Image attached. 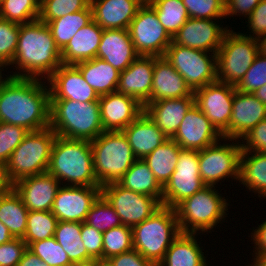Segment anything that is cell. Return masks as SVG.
<instances>
[{
	"mask_svg": "<svg viewBox=\"0 0 266 266\" xmlns=\"http://www.w3.org/2000/svg\"><path fill=\"white\" fill-rule=\"evenodd\" d=\"M205 186L199 172V150L181 149L175 171L162 187V205L175 208Z\"/></svg>",
	"mask_w": 266,
	"mask_h": 266,
	"instance_id": "cell-13",
	"label": "cell"
},
{
	"mask_svg": "<svg viewBox=\"0 0 266 266\" xmlns=\"http://www.w3.org/2000/svg\"><path fill=\"white\" fill-rule=\"evenodd\" d=\"M90 143L93 170L101 187L118 182L137 160L123 131H104Z\"/></svg>",
	"mask_w": 266,
	"mask_h": 266,
	"instance_id": "cell-7",
	"label": "cell"
},
{
	"mask_svg": "<svg viewBox=\"0 0 266 266\" xmlns=\"http://www.w3.org/2000/svg\"><path fill=\"white\" fill-rule=\"evenodd\" d=\"M41 0H0V18L18 24L39 19Z\"/></svg>",
	"mask_w": 266,
	"mask_h": 266,
	"instance_id": "cell-39",
	"label": "cell"
},
{
	"mask_svg": "<svg viewBox=\"0 0 266 266\" xmlns=\"http://www.w3.org/2000/svg\"><path fill=\"white\" fill-rule=\"evenodd\" d=\"M101 196V187L62 185L51 212L58 221L84 222L92 205Z\"/></svg>",
	"mask_w": 266,
	"mask_h": 266,
	"instance_id": "cell-16",
	"label": "cell"
},
{
	"mask_svg": "<svg viewBox=\"0 0 266 266\" xmlns=\"http://www.w3.org/2000/svg\"><path fill=\"white\" fill-rule=\"evenodd\" d=\"M253 94L259 99L264 105H266V84L256 89Z\"/></svg>",
	"mask_w": 266,
	"mask_h": 266,
	"instance_id": "cell-60",
	"label": "cell"
},
{
	"mask_svg": "<svg viewBox=\"0 0 266 266\" xmlns=\"http://www.w3.org/2000/svg\"><path fill=\"white\" fill-rule=\"evenodd\" d=\"M17 266H49L28 248Z\"/></svg>",
	"mask_w": 266,
	"mask_h": 266,
	"instance_id": "cell-56",
	"label": "cell"
},
{
	"mask_svg": "<svg viewBox=\"0 0 266 266\" xmlns=\"http://www.w3.org/2000/svg\"><path fill=\"white\" fill-rule=\"evenodd\" d=\"M56 133L51 127L29 132L10 156L7 174L10 181L47 172Z\"/></svg>",
	"mask_w": 266,
	"mask_h": 266,
	"instance_id": "cell-8",
	"label": "cell"
},
{
	"mask_svg": "<svg viewBox=\"0 0 266 266\" xmlns=\"http://www.w3.org/2000/svg\"><path fill=\"white\" fill-rule=\"evenodd\" d=\"M215 186H205L174 209L182 233H210L228 217L229 202ZM223 219V220H222ZM204 232V233H203Z\"/></svg>",
	"mask_w": 266,
	"mask_h": 266,
	"instance_id": "cell-5",
	"label": "cell"
},
{
	"mask_svg": "<svg viewBox=\"0 0 266 266\" xmlns=\"http://www.w3.org/2000/svg\"><path fill=\"white\" fill-rule=\"evenodd\" d=\"M223 136L205 114L194 104L185 114L173 139L182 149L203 150Z\"/></svg>",
	"mask_w": 266,
	"mask_h": 266,
	"instance_id": "cell-18",
	"label": "cell"
},
{
	"mask_svg": "<svg viewBox=\"0 0 266 266\" xmlns=\"http://www.w3.org/2000/svg\"><path fill=\"white\" fill-rule=\"evenodd\" d=\"M50 127L63 138L94 140L104 132L99 101L50 99Z\"/></svg>",
	"mask_w": 266,
	"mask_h": 266,
	"instance_id": "cell-4",
	"label": "cell"
},
{
	"mask_svg": "<svg viewBox=\"0 0 266 266\" xmlns=\"http://www.w3.org/2000/svg\"><path fill=\"white\" fill-rule=\"evenodd\" d=\"M216 19H198L189 17L185 24L173 36L172 42L184 47L217 53L224 34L229 26L224 27Z\"/></svg>",
	"mask_w": 266,
	"mask_h": 266,
	"instance_id": "cell-17",
	"label": "cell"
},
{
	"mask_svg": "<svg viewBox=\"0 0 266 266\" xmlns=\"http://www.w3.org/2000/svg\"><path fill=\"white\" fill-rule=\"evenodd\" d=\"M194 104V96L161 99L147 103L144 106V112L167 138L171 139L178 130L185 114Z\"/></svg>",
	"mask_w": 266,
	"mask_h": 266,
	"instance_id": "cell-24",
	"label": "cell"
},
{
	"mask_svg": "<svg viewBox=\"0 0 266 266\" xmlns=\"http://www.w3.org/2000/svg\"><path fill=\"white\" fill-rule=\"evenodd\" d=\"M155 56L139 55L120 72L117 92L137 99L142 105L151 102Z\"/></svg>",
	"mask_w": 266,
	"mask_h": 266,
	"instance_id": "cell-22",
	"label": "cell"
},
{
	"mask_svg": "<svg viewBox=\"0 0 266 266\" xmlns=\"http://www.w3.org/2000/svg\"><path fill=\"white\" fill-rule=\"evenodd\" d=\"M224 5L226 4L227 0H220Z\"/></svg>",
	"mask_w": 266,
	"mask_h": 266,
	"instance_id": "cell-65",
	"label": "cell"
},
{
	"mask_svg": "<svg viewBox=\"0 0 266 266\" xmlns=\"http://www.w3.org/2000/svg\"><path fill=\"white\" fill-rule=\"evenodd\" d=\"M258 53L257 39L243 36L231 27L216 53L217 81L236 86Z\"/></svg>",
	"mask_w": 266,
	"mask_h": 266,
	"instance_id": "cell-9",
	"label": "cell"
},
{
	"mask_svg": "<svg viewBox=\"0 0 266 266\" xmlns=\"http://www.w3.org/2000/svg\"><path fill=\"white\" fill-rule=\"evenodd\" d=\"M28 245L22 238H13L0 245V266H17Z\"/></svg>",
	"mask_w": 266,
	"mask_h": 266,
	"instance_id": "cell-51",
	"label": "cell"
},
{
	"mask_svg": "<svg viewBox=\"0 0 266 266\" xmlns=\"http://www.w3.org/2000/svg\"><path fill=\"white\" fill-rule=\"evenodd\" d=\"M7 67V68H6ZM4 68L5 69H8V65L4 62H2L0 60V89L8 82V80L11 79V75H4L6 76V78H4V76L2 75V71H4ZM3 69V70H2ZM3 76V77H2Z\"/></svg>",
	"mask_w": 266,
	"mask_h": 266,
	"instance_id": "cell-59",
	"label": "cell"
},
{
	"mask_svg": "<svg viewBox=\"0 0 266 266\" xmlns=\"http://www.w3.org/2000/svg\"><path fill=\"white\" fill-rule=\"evenodd\" d=\"M236 87L223 82H213L194 91L195 105L212 125L229 139V124Z\"/></svg>",
	"mask_w": 266,
	"mask_h": 266,
	"instance_id": "cell-15",
	"label": "cell"
},
{
	"mask_svg": "<svg viewBox=\"0 0 266 266\" xmlns=\"http://www.w3.org/2000/svg\"><path fill=\"white\" fill-rule=\"evenodd\" d=\"M81 239L87 253L93 259L103 260V232L91 227L85 222H82Z\"/></svg>",
	"mask_w": 266,
	"mask_h": 266,
	"instance_id": "cell-50",
	"label": "cell"
},
{
	"mask_svg": "<svg viewBox=\"0 0 266 266\" xmlns=\"http://www.w3.org/2000/svg\"><path fill=\"white\" fill-rule=\"evenodd\" d=\"M118 183L126 189L155 197L162 204V186L143 159H137Z\"/></svg>",
	"mask_w": 266,
	"mask_h": 266,
	"instance_id": "cell-33",
	"label": "cell"
},
{
	"mask_svg": "<svg viewBox=\"0 0 266 266\" xmlns=\"http://www.w3.org/2000/svg\"><path fill=\"white\" fill-rule=\"evenodd\" d=\"M128 32L139 55L164 56L172 42L155 10L145 1L131 21Z\"/></svg>",
	"mask_w": 266,
	"mask_h": 266,
	"instance_id": "cell-12",
	"label": "cell"
},
{
	"mask_svg": "<svg viewBox=\"0 0 266 266\" xmlns=\"http://www.w3.org/2000/svg\"><path fill=\"white\" fill-rule=\"evenodd\" d=\"M60 186L61 183L46 172L16 181L13 189L29 211H51Z\"/></svg>",
	"mask_w": 266,
	"mask_h": 266,
	"instance_id": "cell-21",
	"label": "cell"
},
{
	"mask_svg": "<svg viewBox=\"0 0 266 266\" xmlns=\"http://www.w3.org/2000/svg\"><path fill=\"white\" fill-rule=\"evenodd\" d=\"M73 266H97V259L86 262L74 263Z\"/></svg>",
	"mask_w": 266,
	"mask_h": 266,
	"instance_id": "cell-62",
	"label": "cell"
},
{
	"mask_svg": "<svg viewBox=\"0 0 266 266\" xmlns=\"http://www.w3.org/2000/svg\"><path fill=\"white\" fill-rule=\"evenodd\" d=\"M92 21L93 12L91 5H89L86 9L67 14L46 24L50 29L56 46L61 51L79 29L85 27Z\"/></svg>",
	"mask_w": 266,
	"mask_h": 266,
	"instance_id": "cell-36",
	"label": "cell"
},
{
	"mask_svg": "<svg viewBox=\"0 0 266 266\" xmlns=\"http://www.w3.org/2000/svg\"><path fill=\"white\" fill-rule=\"evenodd\" d=\"M103 29L93 20L82 27L61 50L62 64L75 65L97 56Z\"/></svg>",
	"mask_w": 266,
	"mask_h": 266,
	"instance_id": "cell-29",
	"label": "cell"
},
{
	"mask_svg": "<svg viewBox=\"0 0 266 266\" xmlns=\"http://www.w3.org/2000/svg\"><path fill=\"white\" fill-rule=\"evenodd\" d=\"M28 249L49 266H73L67 253L54 237L32 242Z\"/></svg>",
	"mask_w": 266,
	"mask_h": 266,
	"instance_id": "cell-43",
	"label": "cell"
},
{
	"mask_svg": "<svg viewBox=\"0 0 266 266\" xmlns=\"http://www.w3.org/2000/svg\"><path fill=\"white\" fill-rule=\"evenodd\" d=\"M164 57L194 92L217 81L216 53L171 44Z\"/></svg>",
	"mask_w": 266,
	"mask_h": 266,
	"instance_id": "cell-10",
	"label": "cell"
},
{
	"mask_svg": "<svg viewBox=\"0 0 266 266\" xmlns=\"http://www.w3.org/2000/svg\"><path fill=\"white\" fill-rule=\"evenodd\" d=\"M14 237L10 233L9 229L0 221V245L9 242Z\"/></svg>",
	"mask_w": 266,
	"mask_h": 266,
	"instance_id": "cell-58",
	"label": "cell"
},
{
	"mask_svg": "<svg viewBox=\"0 0 266 266\" xmlns=\"http://www.w3.org/2000/svg\"><path fill=\"white\" fill-rule=\"evenodd\" d=\"M146 2L155 10L159 22L172 38L189 19L182 0H146Z\"/></svg>",
	"mask_w": 266,
	"mask_h": 266,
	"instance_id": "cell-38",
	"label": "cell"
},
{
	"mask_svg": "<svg viewBox=\"0 0 266 266\" xmlns=\"http://www.w3.org/2000/svg\"><path fill=\"white\" fill-rule=\"evenodd\" d=\"M261 0H227L225 4V17H248Z\"/></svg>",
	"mask_w": 266,
	"mask_h": 266,
	"instance_id": "cell-55",
	"label": "cell"
},
{
	"mask_svg": "<svg viewBox=\"0 0 266 266\" xmlns=\"http://www.w3.org/2000/svg\"><path fill=\"white\" fill-rule=\"evenodd\" d=\"M54 238L73 264L93 260L81 239V222L58 221Z\"/></svg>",
	"mask_w": 266,
	"mask_h": 266,
	"instance_id": "cell-37",
	"label": "cell"
},
{
	"mask_svg": "<svg viewBox=\"0 0 266 266\" xmlns=\"http://www.w3.org/2000/svg\"><path fill=\"white\" fill-rule=\"evenodd\" d=\"M189 17L198 19L225 18V5L220 0H182Z\"/></svg>",
	"mask_w": 266,
	"mask_h": 266,
	"instance_id": "cell-46",
	"label": "cell"
},
{
	"mask_svg": "<svg viewBox=\"0 0 266 266\" xmlns=\"http://www.w3.org/2000/svg\"><path fill=\"white\" fill-rule=\"evenodd\" d=\"M98 101L104 131H123L144 112L137 99L117 91L101 95Z\"/></svg>",
	"mask_w": 266,
	"mask_h": 266,
	"instance_id": "cell-19",
	"label": "cell"
},
{
	"mask_svg": "<svg viewBox=\"0 0 266 266\" xmlns=\"http://www.w3.org/2000/svg\"><path fill=\"white\" fill-rule=\"evenodd\" d=\"M132 249V227L120 225L103 232V260Z\"/></svg>",
	"mask_w": 266,
	"mask_h": 266,
	"instance_id": "cell-41",
	"label": "cell"
},
{
	"mask_svg": "<svg viewBox=\"0 0 266 266\" xmlns=\"http://www.w3.org/2000/svg\"><path fill=\"white\" fill-rule=\"evenodd\" d=\"M46 82L11 77L0 89V122L29 132L50 127V90Z\"/></svg>",
	"mask_w": 266,
	"mask_h": 266,
	"instance_id": "cell-1",
	"label": "cell"
},
{
	"mask_svg": "<svg viewBox=\"0 0 266 266\" xmlns=\"http://www.w3.org/2000/svg\"><path fill=\"white\" fill-rule=\"evenodd\" d=\"M139 54L128 29H105L97 50V58L105 60L119 72L124 71Z\"/></svg>",
	"mask_w": 266,
	"mask_h": 266,
	"instance_id": "cell-26",
	"label": "cell"
},
{
	"mask_svg": "<svg viewBox=\"0 0 266 266\" xmlns=\"http://www.w3.org/2000/svg\"><path fill=\"white\" fill-rule=\"evenodd\" d=\"M13 189V183L8 178L6 164L0 161V195Z\"/></svg>",
	"mask_w": 266,
	"mask_h": 266,
	"instance_id": "cell-57",
	"label": "cell"
},
{
	"mask_svg": "<svg viewBox=\"0 0 266 266\" xmlns=\"http://www.w3.org/2000/svg\"><path fill=\"white\" fill-rule=\"evenodd\" d=\"M240 140L242 152L266 153V119L261 120Z\"/></svg>",
	"mask_w": 266,
	"mask_h": 266,
	"instance_id": "cell-49",
	"label": "cell"
},
{
	"mask_svg": "<svg viewBox=\"0 0 266 266\" xmlns=\"http://www.w3.org/2000/svg\"><path fill=\"white\" fill-rule=\"evenodd\" d=\"M251 241L254 244L255 250H253L252 256L253 263L259 264L264 258H266V220L258 225L257 229L251 232ZM254 242V243H253Z\"/></svg>",
	"mask_w": 266,
	"mask_h": 266,
	"instance_id": "cell-54",
	"label": "cell"
},
{
	"mask_svg": "<svg viewBox=\"0 0 266 266\" xmlns=\"http://www.w3.org/2000/svg\"><path fill=\"white\" fill-rule=\"evenodd\" d=\"M266 84V56L257 54L253 64L242 80L235 86L236 90L244 93H253Z\"/></svg>",
	"mask_w": 266,
	"mask_h": 266,
	"instance_id": "cell-48",
	"label": "cell"
},
{
	"mask_svg": "<svg viewBox=\"0 0 266 266\" xmlns=\"http://www.w3.org/2000/svg\"><path fill=\"white\" fill-rule=\"evenodd\" d=\"M180 233L175 209L162 205L132 227L133 249L157 266Z\"/></svg>",
	"mask_w": 266,
	"mask_h": 266,
	"instance_id": "cell-6",
	"label": "cell"
},
{
	"mask_svg": "<svg viewBox=\"0 0 266 266\" xmlns=\"http://www.w3.org/2000/svg\"><path fill=\"white\" fill-rule=\"evenodd\" d=\"M50 99H69L78 102L98 101L99 95L84 80L75 65L62 64L48 79Z\"/></svg>",
	"mask_w": 266,
	"mask_h": 266,
	"instance_id": "cell-20",
	"label": "cell"
},
{
	"mask_svg": "<svg viewBox=\"0 0 266 266\" xmlns=\"http://www.w3.org/2000/svg\"><path fill=\"white\" fill-rule=\"evenodd\" d=\"M29 210L14 189L0 195V221L14 238H23Z\"/></svg>",
	"mask_w": 266,
	"mask_h": 266,
	"instance_id": "cell-34",
	"label": "cell"
},
{
	"mask_svg": "<svg viewBox=\"0 0 266 266\" xmlns=\"http://www.w3.org/2000/svg\"><path fill=\"white\" fill-rule=\"evenodd\" d=\"M194 96L186 80L174 69L164 56H155L151 102Z\"/></svg>",
	"mask_w": 266,
	"mask_h": 266,
	"instance_id": "cell-27",
	"label": "cell"
},
{
	"mask_svg": "<svg viewBox=\"0 0 266 266\" xmlns=\"http://www.w3.org/2000/svg\"><path fill=\"white\" fill-rule=\"evenodd\" d=\"M238 181L249 192L266 199V153L241 152Z\"/></svg>",
	"mask_w": 266,
	"mask_h": 266,
	"instance_id": "cell-32",
	"label": "cell"
},
{
	"mask_svg": "<svg viewBox=\"0 0 266 266\" xmlns=\"http://www.w3.org/2000/svg\"><path fill=\"white\" fill-rule=\"evenodd\" d=\"M247 20L248 22L245 23H248L247 27L251 34L248 32L244 34L240 32L243 36L258 39L259 37L266 35V0L260 1L252 13L247 17Z\"/></svg>",
	"mask_w": 266,
	"mask_h": 266,
	"instance_id": "cell-52",
	"label": "cell"
},
{
	"mask_svg": "<svg viewBox=\"0 0 266 266\" xmlns=\"http://www.w3.org/2000/svg\"><path fill=\"white\" fill-rule=\"evenodd\" d=\"M146 0H90L93 20L103 29H128Z\"/></svg>",
	"mask_w": 266,
	"mask_h": 266,
	"instance_id": "cell-25",
	"label": "cell"
},
{
	"mask_svg": "<svg viewBox=\"0 0 266 266\" xmlns=\"http://www.w3.org/2000/svg\"><path fill=\"white\" fill-rule=\"evenodd\" d=\"M90 0H41L39 20L48 23L67 14L86 9Z\"/></svg>",
	"mask_w": 266,
	"mask_h": 266,
	"instance_id": "cell-44",
	"label": "cell"
},
{
	"mask_svg": "<svg viewBox=\"0 0 266 266\" xmlns=\"http://www.w3.org/2000/svg\"><path fill=\"white\" fill-rule=\"evenodd\" d=\"M29 131L21 126L0 122V161L7 164L11 154Z\"/></svg>",
	"mask_w": 266,
	"mask_h": 266,
	"instance_id": "cell-47",
	"label": "cell"
},
{
	"mask_svg": "<svg viewBox=\"0 0 266 266\" xmlns=\"http://www.w3.org/2000/svg\"><path fill=\"white\" fill-rule=\"evenodd\" d=\"M10 65L18 69L10 74L12 77L42 80L62 65L61 51L46 23L38 19L20 24L17 50Z\"/></svg>",
	"mask_w": 266,
	"mask_h": 266,
	"instance_id": "cell-2",
	"label": "cell"
},
{
	"mask_svg": "<svg viewBox=\"0 0 266 266\" xmlns=\"http://www.w3.org/2000/svg\"><path fill=\"white\" fill-rule=\"evenodd\" d=\"M47 173L61 185L101 187L94 174L93 154L88 140L56 136Z\"/></svg>",
	"mask_w": 266,
	"mask_h": 266,
	"instance_id": "cell-3",
	"label": "cell"
},
{
	"mask_svg": "<svg viewBox=\"0 0 266 266\" xmlns=\"http://www.w3.org/2000/svg\"><path fill=\"white\" fill-rule=\"evenodd\" d=\"M58 219L51 211H29L27 229L22 238L29 246L32 242L54 237Z\"/></svg>",
	"mask_w": 266,
	"mask_h": 266,
	"instance_id": "cell-40",
	"label": "cell"
},
{
	"mask_svg": "<svg viewBox=\"0 0 266 266\" xmlns=\"http://www.w3.org/2000/svg\"><path fill=\"white\" fill-rule=\"evenodd\" d=\"M84 222L101 232L122 225L119 215L102 195L92 205Z\"/></svg>",
	"mask_w": 266,
	"mask_h": 266,
	"instance_id": "cell-42",
	"label": "cell"
},
{
	"mask_svg": "<svg viewBox=\"0 0 266 266\" xmlns=\"http://www.w3.org/2000/svg\"><path fill=\"white\" fill-rule=\"evenodd\" d=\"M20 24L0 18V60L8 66L17 50Z\"/></svg>",
	"mask_w": 266,
	"mask_h": 266,
	"instance_id": "cell-45",
	"label": "cell"
},
{
	"mask_svg": "<svg viewBox=\"0 0 266 266\" xmlns=\"http://www.w3.org/2000/svg\"><path fill=\"white\" fill-rule=\"evenodd\" d=\"M258 51L261 55L266 56V35H263L257 39Z\"/></svg>",
	"mask_w": 266,
	"mask_h": 266,
	"instance_id": "cell-61",
	"label": "cell"
},
{
	"mask_svg": "<svg viewBox=\"0 0 266 266\" xmlns=\"http://www.w3.org/2000/svg\"><path fill=\"white\" fill-rule=\"evenodd\" d=\"M181 149L173 139H167L163 144L143 158V161L151 169L155 179L162 187L175 171Z\"/></svg>",
	"mask_w": 266,
	"mask_h": 266,
	"instance_id": "cell-35",
	"label": "cell"
},
{
	"mask_svg": "<svg viewBox=\"0 0 266 266\" xmlns=\"http://www.w3.org/2000/svg\"><path fill=\"white\" fill-rule=\"evenodd\" d=\"M97 266H112L108 260L97 259Z\"/></svg>",
	"mask_w": 266,
	"mask_h": 266,
	"instance_id": "cell-63",
	"label": "cell"
},
{
	"mask_svg": "<svg viewBox=\"0 0 266 266\" xmlns=\"http://www.w3.org/2000/svg\"><path fill=\"white\" fill-rule=\"evenodd\" d=\"M101 195L115 209L122 225L130 227L143 222L162 206L155 197L126 189L118 182L102 186Z\"/></svg>",
	"mask_w": 266,
	"mask_h": 266,
	"instance_id": "cell-14",
	"label": "cell"
},
{
	"mask_svg": "<svg viewBox=\"0 0 266 266\" xmlns=\"http://www.w3.org/2000/svg\"><path fill=\"white\" fill-rule=\"evenodd\" d=\"M228 140L232 143H227ZM220 141L226 142L221 144ZM241 152L239 140L224 137L203 150H199V172L203 183L217 188L216 184L218 185V182L221 184L222 179L224 181L230 177L232 180H239Z\"/></svg>",
	"mask_w": 266,
	"mask_h": 266,
	"instance_id": "cell-11",
	"label": "cell"
},
{
	"mask_svg": "<svg viewBox=\"0 0 266 266\" xmlns=\"http://www.w3.org/2000/svg\"><path fill=\"white\" fill-rule=\"evenodd\" d=\"M248 266H259L258 264H249Z\"/></svg>",
	"mask_w": 266,
	"mask_h": 266,
	"instance_id": "cell-66",
	"label": "cell"
},
{
	"mask_svg": "<svg viewBox=\"0 0 266 266\" xmlns=\"http://www.w3.org/2000/svg\"><path fill=\"white\" fill-rule=\"evenodd\" d=\"M258 265L259 266H266V258H264Z\"/></svg>",
	"mask_w": 266,
	"mask_h": 266,
	"instance_id": "cell-64",
	"label": "cell"
},
{
	"mask_svg": "<svg viewBox=\"0 0 266 266\" xmlns=\"http://www.w3.org/2000/svg\"><path fill=\"white\" fill-rule=\"evenodd\" d=\"M200 233H180L166 251L163 260L157 266H210L207 264L204 250L197 242Z\"/></svg>",
	"mask_w": 266,
	"mask_h": 266,
	"instance_id": "cell-30",
	"label": "cell"
},
{
	"mask_svg": "<svg viewBox=\"0 0 266 266\" xmlns=\"http://www.w3.org/2000/svg\"><path fill=\"white\" fill-rule=\"evenodd\" d=\"M123 133L137 159H143L169 139L145 112L128 125Z\"/></svg>",
	"mask_w": 266,
	"mask_h": 266,
	"instance_id": "cell-28",
	"label": "cell"
},
{
	"mask_svg": "<svg viewBox=\"0 0 266 266\" xmlns=\"http://www.w3.org/2000/svg\"><path fill=\"white\" fill-rule=\"evenodd\" d=\"M107 260L112 266H155L135 249L112 256Z\"/></svg>",
	"mask_w": 266,
	"mask_h": 266,
	"instance_id": "cell-53",
	"label": "cell"
},
{
	"mask_svg": "<svg viewBox=\"0 0 266 266\" xmlns=\"http://www.w3.org/2000/svg\"><path fill=\"white\" fill-rule=\"evenodd\" d=\"M229 124V139L239 140L261 120L266 119V105L253 93H234Z\"/></svg>",
	"mask_w": 266,
	"mask_h": 266,
	"instance_id": "cell-23",
	"label": "cell"
},
{
	"mask_svg": "<svg viewBox=\"0 0 266 266\" xmlns=\"http://www.w3.org/2000/svg\"><path fill=\"white\" fill-rule=\"evenodd\" d=\"M75 66L80 70L86 83L101 96L117 90L120 72L100 58L82 61Z\"/></svg>",
	"mask_w": 266,
	"mask_h": 266,
	"instance_id": "cell-31",
	"label": "cell"
}]
</instances>
